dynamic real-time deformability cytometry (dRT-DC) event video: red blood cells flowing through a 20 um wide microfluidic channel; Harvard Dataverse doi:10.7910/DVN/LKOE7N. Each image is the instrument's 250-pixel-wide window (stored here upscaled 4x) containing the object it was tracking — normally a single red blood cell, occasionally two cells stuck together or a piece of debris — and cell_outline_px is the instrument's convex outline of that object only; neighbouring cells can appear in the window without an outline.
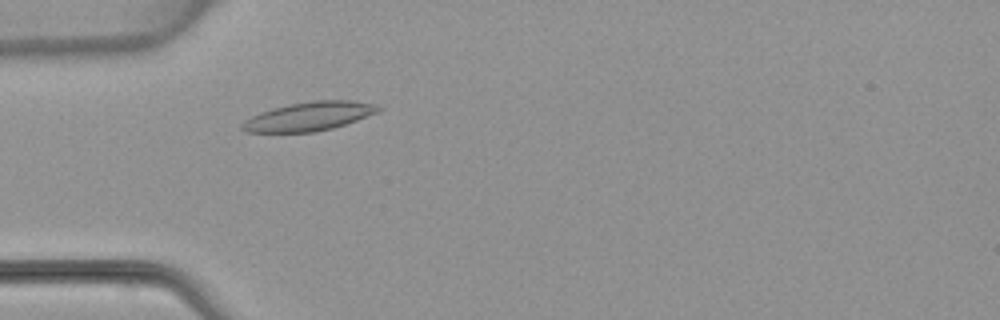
{"species": "common noctule bat (a hibernating species)", "species_latin": "Nyctalus noctula", "temperature_condition": "warm", "stored_images_in_passage": 3, "camera_frame_rate_fps": 3000, "um_per_image_px": 0.085, "animal": {"sex": "female", "body_mass_g": 22.7, "forearm_length_mm": 54.2}, "frame": {"image": 1, "passage_image": 3, "time_ms": 2.667, "image_size_px": [1000, 320], "cell_outline_px": [[384, 108], [380, 112], [332, 128], [316, 132], [244, 132], [240, 128], [240, 124], [244, 120], [260, 112], [272, 108], [288, 104], [312, 100], [352, 100], [376, 104]], "centroid_in_image_um": [26.27, 9.88], "position_along_channel_um": 58.7, "area_um2": 23.12}}